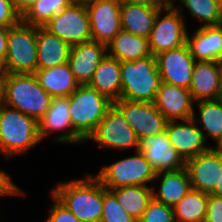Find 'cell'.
<instances>
[{
	"instance_id": "1",
	"label": "cell",
	"mask_w": 222,
	"mask_h": 222,
	"mask_svg": "<svg viewBox=\"0 0 222 222\" xmlns=\"http://www.w3.org/2000/svg\"><path fill=\"white\" fill-rule=\"evenodd\" d=\"M51 194L81 222H100L104 186L91 174L84 179L58 182Z\"/></svg>"
},
{
	"instance_id": "2",
	"label": "cell",
	"mask_w": 222,
	"mask_h": 222,
	"mask_svg": "<svg viewBox=\"0 0 222 222\" xmlns=\"http://www.w3.org/2000/svg\"><path fill=\"white\" fill-rule=\"evenodd\" d=\"M40 142L35 118L6 104L0 105V152L5 158L24 154Z\"/></svg>"
},
{
	"instance_id": "3",
	"label": "cell",
	"mask_w": 222,
	"mask_h": 222,
	"mask_svg": "<svg viewBox=\"0 0 222 222\" xmlns=\"http://www.w3.org/2000/svg\"><path fill=\"white\" fill-rule=\"evenodd\" d=\"M52 97L40 86L34 73H10L5 81L4 103L38 122L50 107Z\"/></svg>"
},
{
	"instance_id": "4",
	"label": "cell",
	"mask_w": 222,
	"mask_h": 222,
	"mask_svg": "<svg viewBox=\"0 0 222 222\" xmlns=\"http://www.w3.org/2000/svg\"><path fill=\"white\" fill-rule=\"evenodd\" d=\"M121 99L152 103L162 79L152 54L136 61L121 62Z\"/></svg>"
},
{
	"instance_id": "5",
	"label": "cell",
	"mask_w": 222,
	"mask_h": 222,
	"mask_svg": "<svg viewBox=\"0 0 222 222\" xmlns=\"http://www.w3.org/2000/svg\"><path fill=\"white\" fill-rule=\"evenodd\" d=\"M113 106L105 95L89 85H79L69 96L73 131L85 142Z\"/></svg>"
},
{
	"instance_id": "6",
	"label": "cell",
	"mask_w": 222,
	"mask_h": 222,
	"mask_svg": "<svg viewBox=\"0 0 222 222\" xmlns=\"http://www.w3.org/2000/svg\"><path fill=\"white\" fill-rule=\"evenodd\" d=\"M134 156L125 157L109 165H104L95 175L100 183L107 189L122 186H146L153 183L156 177L154 168L139 150Z\"/></svg>"
},
{
	"instance_id": "7",
	"label": "cell",
	"mask_w": 222,
	"mask_h": 222,
	"mask_svg": "<svg viewBox=\"0 0 222 222\" xmlns=\"http://www.w3.org/2000/svg\"><path fill=\"white\" fill-rule=\"evenodd\" d=\"M37 27L20 20L8 27L6 61L10 73H35L37 70Z\"/></svg>"
},
{
	"instance_id": "8",
	"label": "cell",
	"mask_w": 222,
	"mask_h": 222,
	"mask_svg": "<svg viewBox=\"0 0 222 222\" xmlns=\"http://www.w3.org/2000/svg\"><path fill=\"white\" fill-rule=\"evenodd\" d=\"M163 12H167L162 14ZM163 16V17H162ZM184 15L171 3L156 15L153 29L148 38L149 49L153 56L181 47L187 43V28Z\"/></svg>"
},
{
	"instance_id": "9",
	"label": "cell",
	"mask_w": 222,
	"mask_h": 222,
	"mask_svg": "<svg viewBox=\"0 0 222 222\" xmlns=\"http://www.w3.org/2000/svg\"><path fill=\"white\" fill-rule=\"evenodd\" d=\"M96 142L100 148L128 150L139 149V139L127 123L122 113L113 105L106 113L94 132L85 141Z\"/></svg>"
},
{
	"instance_id": "10",
	"label": "cell",
	"mask_w": 222,
	"mask_h": 222,
	"mask_svg": "<svg viewBox=\"0 0 222 222\" xmlns=\"http://www.w3.org/2000/svg\"><path fill=\"white\" fill-rule=\"evenodd\" d=\"M113 105L122 113L139 141L166 131L168 120L158 111L153 102H134L119 99L114 101Z\"/></svg>"
},
{
	"instance_id": "11",
	"label": "cell",
	"mask_w": 222,
	"mask_h": 222,
	"mask_svg": "<svg viewBox=\"0 0 222 222\" xmlns=\"http://www.w3.org/2000/svg\"><path fill=\"white\" fill-rule=\"evenodd\" d=\"M43 27L70 46L92 40L89 14L85 6L70 4L60 16L51 18Z\"/></svg>"
},
{
	"instance_id": "12",
	"label": "cell",
	"mask_w": 222,
	"mask_h": 222,
	"mask_svg": "<svg viewBox=\"0 0 222 222\" xmlns=\"http://www.w3.org/2000/svg\"><path fill=\"white\" fill-rule=\"evenodd\" d=\"M191 188L202 193L211 194L222 173V153L214 146L186 161Z\"/></svg>"
},
{
	"instance_id": "13",
	"label": "cell",
	"mask_w": 222,
	"mask_h": 222,
	"mask_svg": "<svg viewBox=\"0 0 222 222\" xmlns=\"http://www.w3.org/2000/svg\"><path fill=\"white\" fill-rule=\"evenodd\" d=\"M155 57L162 82L189 89L196 60L187 43Z\"/></svg>"
},
{
	"instance_id": "14",
	"label": "cell",
	"mask_w": 222,
	"mask_h": 222,
	"mask_svg": "<svg viewBox=\"0 0 222 222\" xmlns=\"http://www.w3.org/2000/svg\"><path fill=\"white\" fill-rule=\"evenodd\" d=\"M69 97H52L50 107L39 120V136L41 141L53 132L65 130V134L55 136L57 143H85L74 131L69 111Z\"/></svg>"
},
{
	"instance_id": "15",
	"label": "cell",
	"mask_w": 222,
	"mask_h": 222,
	"mask_svg": "<svg viewBox=\"0 0 222 222\" xmlns=\"http://www.w3.org/2000/svg\"><path fill=\"white\" fill-rule=\"evenodd\" d=\"M92 40L108 45L122 30L120 0H99L86 7Z\"/></svg>"
},
{
	"instance_id": "16",
	"label": "cell",
	"mask_w": 222,
	"mask_h": 222,
	"mask_svg": "<svg viewBox=\"0 0 222 222\" xmlns=\"http://www.w3.org/2000/svg\"><path fill=\"white\" fill-rule=\"evenodd\" d=\"M165 132L172 147L178 151L185 161L211 148V146L206 145L207 141L203 132L192 118L168 121Z\"/></svg>"
},
{
	"instance_id": "17",
	"label": "cell",
	"mask_w": 222,
	"mask_h": 222,
	"mask_svg": "<svg viewBox=\"0 0 222 222\" xmlns=\"http://www.w3.org/2000/svg\"><path fill=\"white\" fill-rule=\"evenodd\" d=\"M138 150L143 153L156 173L185 168L186 161L172 147L166 132L141 139Z\"/></svg>"
},
{
	"instance_id": "18",
	"label": "cell",
	"mask_w": 222,
	"mask_h": 222,
	"mask_svg": "<svg viewBox=\"0 0 222 222\" xmlns=\"http://www.w3.org/2000/svg\"><path fill=\"white\" fill-rule=\"evenodd\" d=\"M154 105L168 121L191 119L194 115V100L189 89L161 83Z\"/></svg>"
},
{
	"instance_id": "19",
	"label": "cell",
	"mask_w": 222,
	"mask_h": 222,
	"mask_svg": "<svg viewBox=\"0 0 222 222\" xmlns=\"http://www.w3.org/2000/svg\"><path fill=\"white\" fill-rule=\"evenodd\" d=\"M107 54V45L94 40L71 46L68 64L79 85L91 81L98 64Z\"/></svg>"
},
{
	"instance_id": "20",
	"label": "cell",
	"mask_w": 222,
	"mask_h": 222,
	"mask_svg": "<svg viewBox=\"0 0 222 222\" xmlns=\"http://www.w3.org/2000/svg\"><path fill=\"white\" fill-rule=\"evenodd\" d=\"M222 90V67L219 61H195L189 91L194 102L217 100Z\"/></svg>"
},
{
	"instance_id": "21",
	"label": "cell",
	"mask_w": 222,
	"mask_h": 222,
	"mask_svg": "<svg viewBox=\"0 0 222 222\" xmlns=\"http://www.w3.org/2000/svg\"><path fill=\"white\" fill-rule=\"evenodd\" d=\"M187 44L196 61L222 62V25L200 26L187 34Z\"/></svg>"
},
{
	"instance_id": "22",
	"label": "cell",
	"mask_w": 222,
	"mask_h": 222,
	"mask_svg": "<svg viewBox=\"0 0 222 222\" xmlns=\"http://www.w3.org/2000/svg\"><path fill=\"white\" fill-rule=\"evenodd\" d=\"M71 46L44 27H37V69L68 63Z\"/></svg>"
},
{
	"instance_id": "23",
	"label": "cell",
	"mask_w": 222,
	"mask_h": 222,
	"mask_svg": "<svg viewBox=\"0 0 222 222\" xmlns=\"http://www.w3.org/2000/svg\"><path fill=\"white\" fill-rule=\"evenodd\" d=\"M121 84V61L107 54L87 85L114 102L121 99Z\"/></svg>"
},
{
	"instance_id": "24",
	"label": "cell",
	"mask_w": 222,
	"mask_h": 222,
	"mask_svg": "<svg viewBox=\"0 0 222 222\" xmlns=\"http://www.w3.org/2000/svg\"><path fill=\"white\" fill-rule=\"evenodd\" d=\"M161 177V178H160ZM156 179H161L159 189L152 188V196L166 206L174 207L191 189V182L185 168L177 171L156 173Z\"/></svg>"
},
{
	"instance_id": "25",
	"label": "cell",
	"mask_w": 222,
	"mask_h": 222,
	"mask_svg": "<svg viewBox=\"0 0 222 222\" xmlns=\"http://www.w3.org/2000/svg\"><path fill=\"white\" fill-rule=\"evenodd\" d=\"M34 74L40 86L51 97H69L79 86L68 63L47 69H37Z\"/></svg>"
},
{
	"instance_id": "26",
	"label": "cell",
	"mask_w": 222,
	"mask_h": 222,
	"mask_svg": "<svg viewBox=\"0 0 222 222\" xmlns=\"http://www.w3.org/2000/svg\"><path fill=\"white\" fill-rule=\"evenodd\" d=\"M163 8L121 3L122 30L135 36L149 38L158 12Z\"/></svg>"
},
{
	"instance_id": "27",
	"label": "cell",
	"mask_w": 222,
	"mask_h": 222,
	"mask_svg": "<svg viewBox=\"0 0 222 222\" xmlns=\"http://www.w3.org/2000/svg\"><path fill=\"white\" fill-rule=\"evenodd\" d=\"M108 55L121 62L136 61L151 55L148 38L121 30L107 45Z\"/></svg>"
},
{
	"instance_id": "28",
	"label": "cell",
	"mask_w": 222,
	"mask_h": 222,
	"mask_svg": "<svg viewBox=\"0 0 222 222\" xmlns=\"http://www.w3.org/2000/svg\"><path fill=\"white\" fill-rule=\"evenodd\" d=\"M194 106L198 109V117L194 110L192 119L196 125H202L199 127L204 134V138L207 141L212 138L217 146L222 140V102L217 100H202L194 103ZM205 130V131H203Z\"/></svg>"
},
{
	"instance_id": "29",
	"label": "cell",
	"mask_w": 222,
	"mask_h": 222,
	"mask_svg": "<svg viewBox=\"0 0 222 222\" xmlns=\"http://www.w3.org/2000/svg\"><path fill=\"white\" fill-rule=\"evenodd\" d=\"M152 188L148 186H122L111 190L122 208L137 222L142 217L148 203L153 198Z\"/></svg>"
},
{
	"instance_id": "30",
	"label": "cell",
	"mask_w": 222,
	"mask_h": 222,
	"mask_svg": "<svg viewBox=\"0 0 222 222\" xmlns=\"http://www.w3.org/2000/svg\"><path fill=\"white\" fill-rule=\"evenodd\" d=\"M207 203L208 194L191 188L173 207L175 222H204Z\"/></svg>"
},
{
	"instance_id": "31",
	"label": "cell",
	"mask_w": 222,
	"mask_h": 222,
	"mask_svg": "<svg viewBox=\"0 0 222 222\" xmlns=\"http://www.w3.org/2000/svg\"><path fill=\"white\" fill-rule=\"evenodd\" d=\"M71 0H37L21 20L29 25L43 27L51 18L60 16Z\"/></svg>"
},
{
	"instance_id": "32",
	"label": "cell",
	"mask_w": 222,
	"mask_h": 222,
	"mask_svg": "<svg viewBox=\"0 0 222 222\" xmlns=\"http://www.w3.org/2000/svg\"><path fill=\"white\" fill-rule=\"evenodd\" d=\"M176 0H171L174 3ZM182 5L174 6L181 15L184 7L187 8L193 18H199L204 26L220 25L221 9L216 0H178ZM184 6V7H183Z\"/></svg>"
},
{
	"instance_id": "33",
	"label": "cell",
	"mask_w": 222,
	"mask_h": 222,
	"mask_svg": "<svg viewBox=\"0 0 222 222\" xmlns=\"http://www.w3.org/2000/svg\"><path fill=\"white\" fill-rule=\"evenodd\" d=\"M100 222H137L119 204L115 194L104 187L102 216Z\"/></svg>"
},
{
	"instance_id": "34",
	"label": "cell",
	"mask_w": 222,
	"mask_h": 222,
	"mask_svg": "<svg viewBox=\"0 0 222 222\" xmlns=\"http://www.w3.org/2000/svg\"><path fill=\"white\" fill-rule=\"evenodd\" d=\"M138 222H175L174 210L152 198Z\"/></svg>"
},
{
	"instance_id": "35",
	"label": "cell",
	"mask_w": 222,
	"mask_h": 222,
	"mask_svg": "<svg viewBox=\"0 0 222 222\" xmlns=\"http://www.w3.org/2000/svg\"><path fill=\"white\" fill-rule=\"evenodd\" d=\"M53 205L45 222H81L70 210L63 206L52 194Z\"/></svg>"
},
{
	"instance_id": "36",
	"label": "cell",
	"mask_w": 222,
	"mask_h": 222,
	"mask_svg": "<svg viewBox=\"0 0 222 222\" xmlns=\"http://www.w3.org/2000/svg\"><path fill=\"white\" fill-rule=\"evenodd\" d=\"M20 20L21 17L16 13L12 0H0V27L14 26Z\"/></svg>"
},
{
	"instance_id": "37",
	"label": "cell",
	"mask_w": 222,
	"mask_h": 222,
	"mask_svg": "<svg viewBox=\"0 0 222 222\" xmlns=\"http://www.w3.org/2000/svg\"><path fill=\"white\" fill-rule=\"evenodd\" d=\"M204 222H222V198L208 194L207 214Z\"/></svg>"
},
{
	"instance_id": "38",
	"label": "cell",
	"mask_w": 222,
	"mask_h": 222,
	"mask_svg": "<svg viewBox=\"0 0 222 222\" xmlns=\"http://www.w3.org/2000/svg\"><path fill=\"white\" fill-rule=\"evenodd\" d=\"M11 179V175L0 169V197L26 195Z\"/></svg>"
},
{
	"instance_id": "39",
	"label": "cell",
	"mask_w": 222,
	"mask_h": 222,
	"mask_svg": "<svg viewBox=\"0 0 222 222\" xmlns=\"http://www.w3.org/2000/svg\"><path fill=\"white\" fill-rule=\"evenodd\" d=\"M120 2L152 8H166L171 4V0H120Z\"/></svg>"
},
{
	"instance_id": "40",
	"label": "cell",
	"mask_w": 222,
	"mask_h": 222,
	"mask_svg": "<svg viewBox=\"0 0 222 222\" xmlns=\"http://www.w3.org/2000/svg\"><path fill=\"white\" fill-rule=\"evenodd\" d=\"M37 0H12L16 13L22 18Z\"/></svg>"
},
{
	"instance_id": "41",
	"label": "cell",
	"mask_w": 222,
	"mask_h": 222,
	"mask_svg": "<svg viewBox=\"0 0 222 222\" xmlns=\"http://www.w3.org/2000/svg\"><path fill=\"white\" fill-rule=\"evenodd\" d=\"M8 28L0 27V57H6Z\"/></svg>"
},
{
	"instance_id": "42",
	"label": "cell",
	"mask_w": 222,
	"mask_h": 222,
	"mask_svg": "<svg viewBox=\"0 0 222 222\" xmlns=\"http://www.w3.org/2000/svg\"><path fill=\"white\" fill-rule=\"evenodd\" d=\"M10 71L8 69L5 57H0V80L6 81L9 78Z\"/></svg>"
},
{
	"instance_id": "43",
	"label": "cell",
	"mask_w": 222,
	"mask_h": 222,
	"mask_svg": "<svg viewBox=\"0 0 222 222\" xmlns=\"http://www.w3.org/2000/svg\"><path fill=\"white\" fill-rule=\"evenodd\" d=\"M99 0H71V4L80 5V6H89L96 3Z\"/></svg>"
},
{
	"instance_id": "44",
	"label": "cell",
	"mask_w": 222,
	"mask_h": 222,
	"mask_svg": "<svg viewBox=\"0 0 222 222\" xmlns=\"http://www.w3.org/2000/svg\"><path fill=\"white\" fill-rule=\"evenodd\" d=\"M211 195L222 198V173H221L219 182H218L215 190L211 193Z\"/></svg>"
},
{
	"instance_id": "45",
	"label": "cell",
	"mask_w": 222,
	"mask_h": 222,
	"mask_svg": "<svg viewBox=\"0 0 222 222\" xmlns=\"http://www.w3.org/2000/svg\"><path fill=\"white\" fill-rule=\"evenodd\" d=\"M5 81L0 80V105L4 103Z\"/></svg>"
},
{
	"instance_id": "46",
	"label": "cell",
	"mask_w": 222,
	"mask_h": 222,
	"mask_svg": "<svg viewBox=\"0 0 222 222\" xmlns=\"http://www.w3.org/2000/svg\"><path fill=\"white\" fill-rule=\"evenodd\" d=\"M221 153H222V140L220 141V143L215 146Z\"/></svg>"
},
{
	"instance_id": "47",
	"label": "cell",
	"mask_w": 222,
	"mask_h": 222,
	"mask_svg": "<svg viewBox=\"0 0 222 222\" xmlns=\"http://www.w3.org/2000/svg\"><path fill=\"white\" fill-rule=\"evenodd\" d=\"M216 1L219 4L220 9H222V0H216Z\"/></svg>"
},
{
	"instance_id": "48",
	"label": "cell",
	"mask_w": 222,
	"mask_h": 222,
	"mask_svg": "<svg viewBox=\"0 0 222 222\" xmlns=\"http://www.w3.org/2000/svg\"><path fill=\"white\" fill-rule=\"evenodd\" d=\"M220 25H222V9H221V16H220Z\"/></svg>"
},
{
	"instance_id": "49",
	"label": "cell",
	"mask_w": 222,
	"mask_h": 222,
	"mask_svg": "<svg viewBox=\"0 0 222 222\" xmlns=\"http://www.w3.org/2000/svg\"><path fill=\"white\" fill-rule=\"evenodd\" d=\"M219 100L222 102V90H221V94H220Z\"/></svg>"
}]
</instances>
